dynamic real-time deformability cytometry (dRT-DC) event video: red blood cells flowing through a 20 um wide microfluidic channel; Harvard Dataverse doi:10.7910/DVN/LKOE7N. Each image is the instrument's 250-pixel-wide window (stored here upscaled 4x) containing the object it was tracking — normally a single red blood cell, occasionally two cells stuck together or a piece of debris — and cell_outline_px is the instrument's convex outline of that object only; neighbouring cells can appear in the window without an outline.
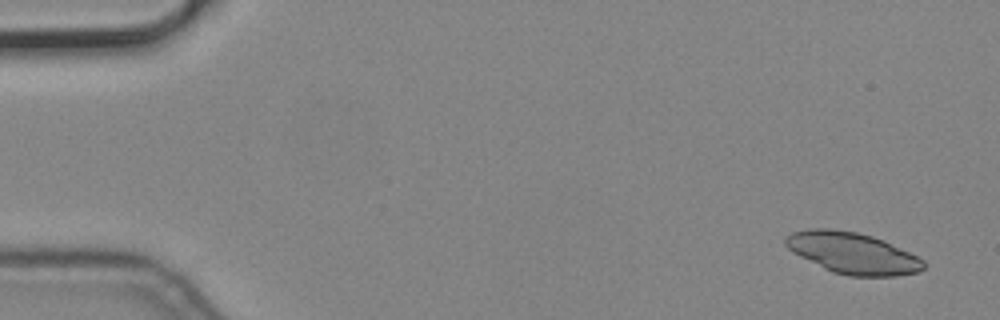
{"species": "common noctule bat (a hibernating species)", "species_latin": "Nyctalus noctula", "temperature_condition": "cold", "stored_images_in_passage": 5, "camera_frame_rate_fps": 3000, "um_per_image_px": 0.085, "animal": {"sex": "male", "body_mass_g": 19.2, "forearm_length_mm": 51.8}, "frame": {"image": 1, "passage_image": 1, "time_ms": 0.0, "image_size_px": [1000, 320], "cell_outline_px": [[924, 268], [920, 272], [896, 276], [848, 276], [832, 272], [792, 252], [784, 244], [784, 240], [792, 232], [812, 228], [828, 228], [856, 232], [872, 236], [884, 240], [924, 260]], "centroid_in_image_um": [72.47, 21.51], "position_along_channel_um": 12.5, "area_um2": 33.06}}